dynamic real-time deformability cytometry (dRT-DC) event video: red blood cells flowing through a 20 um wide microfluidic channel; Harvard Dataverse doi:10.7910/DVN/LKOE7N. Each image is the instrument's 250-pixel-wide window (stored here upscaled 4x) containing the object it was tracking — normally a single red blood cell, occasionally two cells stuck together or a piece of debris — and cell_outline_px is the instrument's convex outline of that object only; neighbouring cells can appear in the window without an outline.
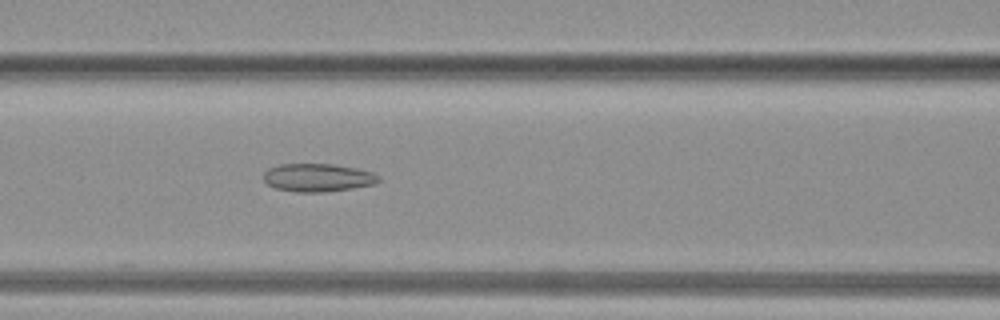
{"species": "common noctule bat (a hibernating species)", "species_latin": "Nyctalus noctula", "temperature_condition": "warm", "stored_images_in_passage": 36, "camera_frame_rate_fps": 3000, "um_per_image_px": 0.085, "animal": {"sex": "female", "body_mass_g": 19.3, "forearm_length_mm": 54.1}, "frame": {"image": 1, "passage_image": 15, "time_ms": 4.667, "image_size_px": [1000, 320], "cell_outline_px": [[380, 180], [376, 184], [328, 192], [296, 192], [276, 188], [268, 184], [264, 180], [264, 172], [268, 168], [280, 164], [332, 164], [356, 168], [372, 172], [380, 176]], "centroid_in_image_um": [27.03, 15.1], "position_along_channel_um": 139.6, "area_um2": 18.9}}
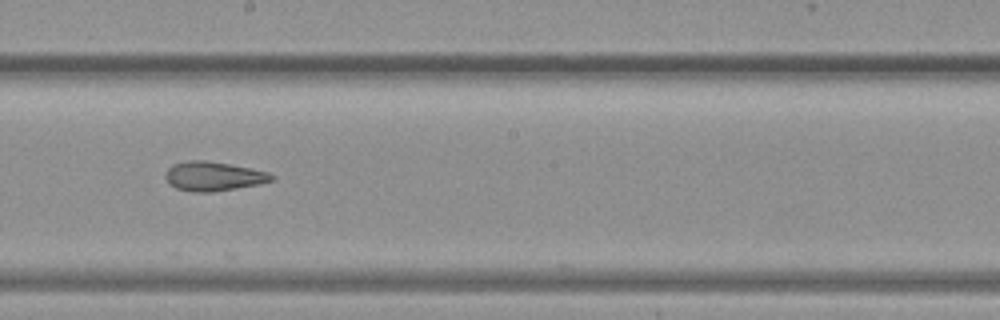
{"frame": {"image": 2, "passage_image": 20, "time_ms": 6.333, "image_size_px": [1000, 320], "cell_outline_px": [[276, 176], [272, 180], [260, 184], [212, 192], [192, 192], [176, 188], [168, 184], [164, 176], [164, 172], [172, 164], [188, 160], [208, 160], [252, 168], [268, 172]], "centroid_in_image_um": [18.11, 14.97], "position_along_channel_um": 230.1, "area_um2": 18.38}}
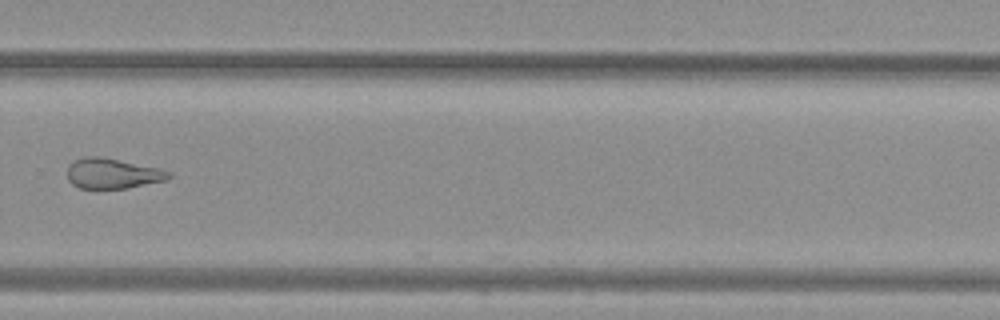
{"frame": {"image": 3, "passage_image": 25, "time_ms": 8.0, "image_size_px": [1000, 320], "cell_outline_px": [[172, 176], [168, 180], [128, 188], [96, 192], [80, 188], [72, 184], [68, 180], [68, 164], [72, 160], [84, 156], [100, 156], [160, 168], [172, 172]], "centroid_in_image_um": [9.54, 14.78], "position_along_channel_um": 320.3, "area_um2": 18.84}}